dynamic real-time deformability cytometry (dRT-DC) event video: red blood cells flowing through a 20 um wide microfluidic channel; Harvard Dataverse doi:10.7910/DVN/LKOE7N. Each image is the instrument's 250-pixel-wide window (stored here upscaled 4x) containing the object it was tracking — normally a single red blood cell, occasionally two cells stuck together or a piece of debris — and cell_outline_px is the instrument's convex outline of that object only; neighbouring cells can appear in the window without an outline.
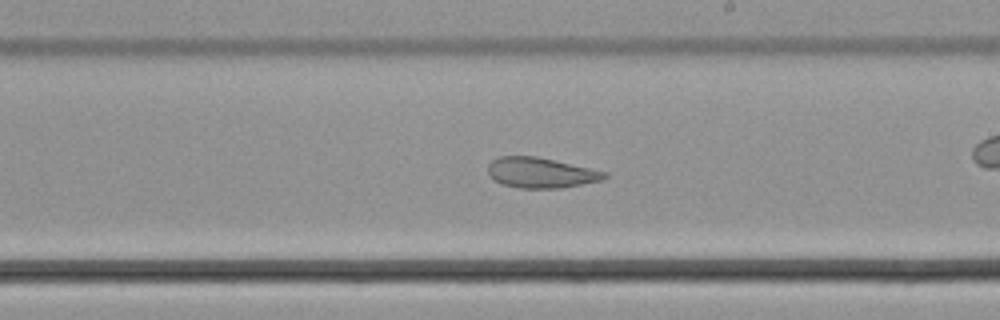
{"species": "common noctule bat (a hibernating species)", "species_latin": "Nyctalus noctula", "temperature_condition": "cold", "stored_images_in_passage": 34, "camera_frame_rate_fps": 3000, "um_per_image_px": 0.085, "animal": {"sex": "male", "body_mass_g": 21.5, "forearm_length_mm": 52.0}, "frame": {"image": 1, "passage_image": 20, "time_ms": 6.333, "image_size_px": [1000, 320], "cell_outline_px": [[608, 176], [600, 180], [560, 188], [520, 188], [504, 184], [496, 180], [488, 172], [488, 164], [492, 160], [500, 156], [536, 156], [608, 172]], "centroid_in_image_um": [45.97, 14.67], "position_along_channel_um": 243.0, "area_um2": 20.29}}